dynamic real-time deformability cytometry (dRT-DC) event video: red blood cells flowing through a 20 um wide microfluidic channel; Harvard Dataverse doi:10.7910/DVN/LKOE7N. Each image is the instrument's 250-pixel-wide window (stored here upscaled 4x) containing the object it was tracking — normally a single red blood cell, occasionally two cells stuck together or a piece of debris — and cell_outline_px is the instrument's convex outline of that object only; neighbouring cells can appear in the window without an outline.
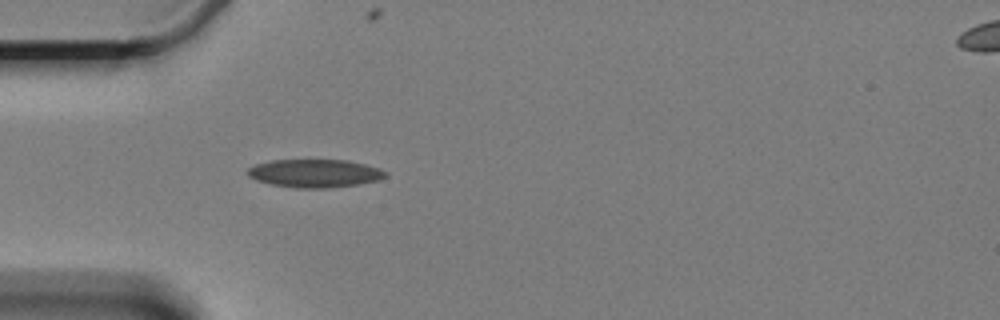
{"species": "Egyptian fruit bat (a non-hibernating species)", "species_latin": "Rousettus aegyptiacus", "temperature_condition": "cold", "stored_images_in_passage": 4, "camera_frame_rate_fps": 3000, "um_per_image_px": 0.085, "animal": {"sex": "female"}, "frame": {"image": 1, "passage_image": 3, "time_ms": 2.333, "image_size_px": [1000, 320], "cell_outline_px": [[388, 176], [376, 180], [356, 184], [324, 188], [296, 188], [272, 184], [256, 180], [248, 176], [248, 168], [256, 164], [272, 160], [348, 160], [380, 168], [388, 172]], "centroid_in_image_um": [26.76, 14.72], "position_along_channel_um": 58.2, "area_um2": 22.43}}